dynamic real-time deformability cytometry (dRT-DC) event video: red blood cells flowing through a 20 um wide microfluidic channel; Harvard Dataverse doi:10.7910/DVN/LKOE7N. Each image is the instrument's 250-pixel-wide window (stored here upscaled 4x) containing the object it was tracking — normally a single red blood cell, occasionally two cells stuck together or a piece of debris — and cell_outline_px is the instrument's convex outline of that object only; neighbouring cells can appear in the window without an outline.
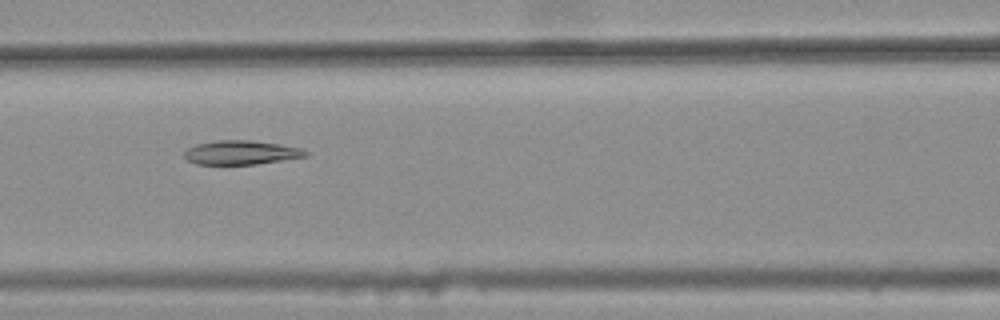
{"species": "common noctule bat (a hibernating species)", "species_latin": "Nyctalus noctula", "temperature_condition": "warm", "stored_images_in_passage": 48, "segment_of_instrument_passage": [2, 2], "camera_frame_rate_fps": 3000, "um_per_image_px": 0.085, "animal": {"sex": "female", "body_mass_g": 25.1}, "frame": {"image": 1, "passage_image": 23, "time_ms": 7.333, "image_size_px": [1000, 320], "cell_outline_px": [[308, 156], [256, 164], [196, 164], [188, 160], [184, 156], [184, 152], [188, 148], [196, 144], [216, 140], [248, 140], [276, 144], [300, 148], [308, 152]], "centroid_in_image_um": [20.46, 12.97], "position_along_channel_um": 146.1, "area_um2": 16.76}}
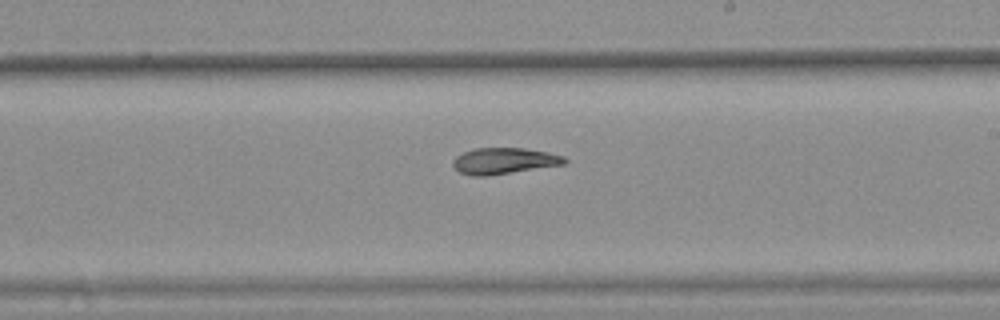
{"frame": {"image": 2, "passage_image": 31, "time_ms": 10.0, "image_size_px": [1000, 320], "cell_outline_px": [[568, 160], [564, 164], [488, 176], [472, 176], [460, 172], [452, 164], [452, 160], [456, 156], [464, 152], [476, 148], [524, 148], [548, 152], [564, 156]], "centroid_in_image_um": [42.84, 13.67], "position_along_channel_um": 246.2, "area_um2": 16.99}}
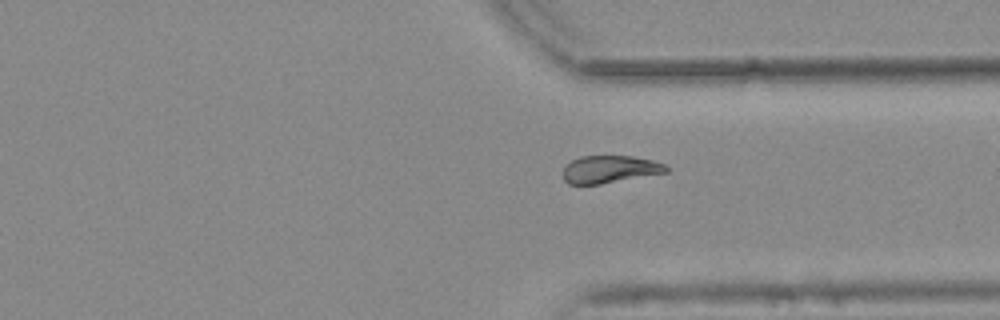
{"frame": {"image": 3, "passage_image": 40, "time_ms": 13.0, "image_size_px": [1000, 320], "cell_outline_px": [[668, 172], [600, 184], [568, 184], [564, 180], [564, 164], [580, 156], [632, 156], [652, 160], [664, 164], [668, 168]], "centroid_in_image_um": [51.81, 14.38], "position_along_channel_um": 359.6, "area_um2": 16.47}}